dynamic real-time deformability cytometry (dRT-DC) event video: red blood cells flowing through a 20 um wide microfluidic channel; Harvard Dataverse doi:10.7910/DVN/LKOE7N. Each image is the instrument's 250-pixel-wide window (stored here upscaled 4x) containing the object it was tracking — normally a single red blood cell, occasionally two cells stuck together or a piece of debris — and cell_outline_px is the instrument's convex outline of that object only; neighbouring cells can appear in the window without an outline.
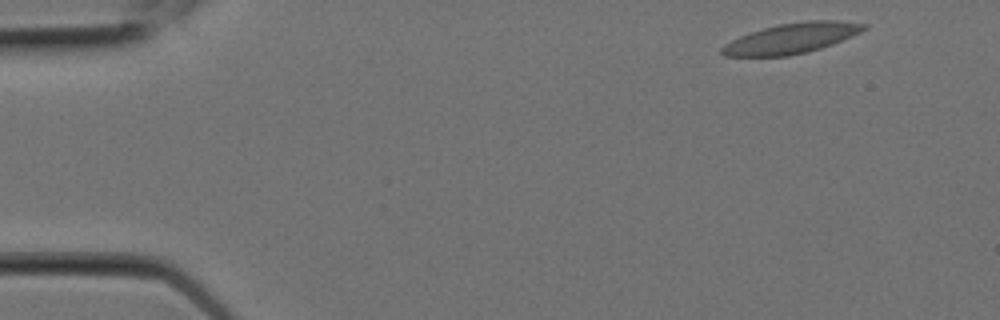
{"species": "Egyptian fruit bat (a non-hibernating species)", "species_latin": "Rousettus aegyptiacus", "temperature_condition": "room temperature", "stored_images_in_passage": 6, "camera_frame_rate_fps": 3000, "um_per_image_px": 0.085, "animal": {"sex": "female"}, "frame": {"image": 1, "passage_image": 1, "time_ms": 0.0, "image_size_px": [1000, 320], "cell_outline_px": [[868, 28], [852, 36], [832, 44], [808, 52], [788, 56], [724, 56], [720, 52], [720, 48], [724, 44], [740, 36], [764, 28], [780, 24], [808, 20], [836, 20], [868, 24]], "centroid_in_image_um": [67.3, 3.26], "position_along_channel_um": 17.7, "area_um2": 24.97}}
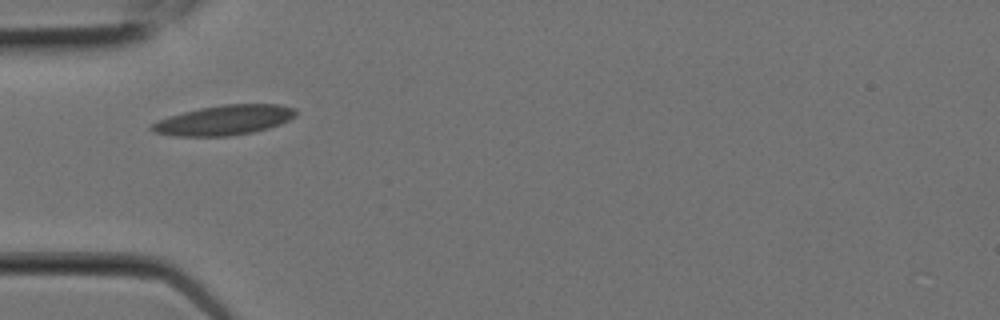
{"frame": {"image": 2, "passage_image": 5, "time_ms": 1.333, "image_size_px": [1000, 320], "cell_outline_px": [[296, 116], [280, 124], [268, 128], [252, 132], [228, 136], [172, 136], [152, 132], [148, 128], [152, 124], [168, 116], [200, 108], [224, 104], [280, 104], [296, 108]], "centroid_in_image_um": [19.05, 10.21], "position_along_channel_um": 65.9, "area_um2": 25.09}}
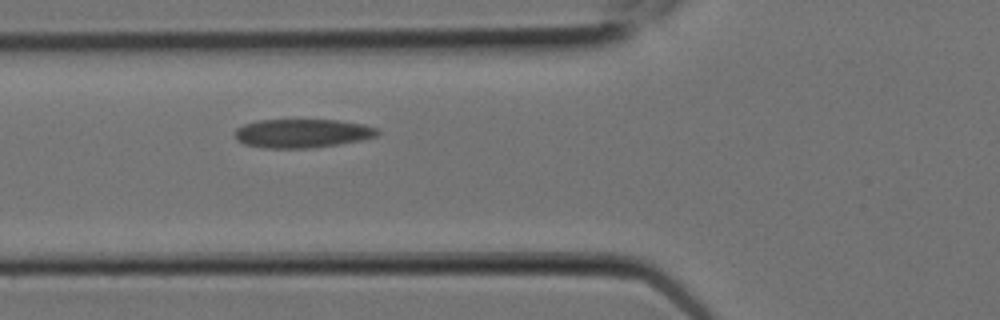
{"frame": {"image": 3, "passage_image": 6, "time_ms": 1.667, "image_size_px": [1000, 320], "cell_outline_px": [[380, 132], [376, 136], [360, 140], [312, 148], [260, 148], [244, 144], [236, 140], [236, 128], [244, 124], [260, 120], [336, 120], [364, 124], [376, 128]], "centroid_in_image_um": [25.66, 11.33], "position_along_channel_um": 100.1, "area_um2": 23.81}}